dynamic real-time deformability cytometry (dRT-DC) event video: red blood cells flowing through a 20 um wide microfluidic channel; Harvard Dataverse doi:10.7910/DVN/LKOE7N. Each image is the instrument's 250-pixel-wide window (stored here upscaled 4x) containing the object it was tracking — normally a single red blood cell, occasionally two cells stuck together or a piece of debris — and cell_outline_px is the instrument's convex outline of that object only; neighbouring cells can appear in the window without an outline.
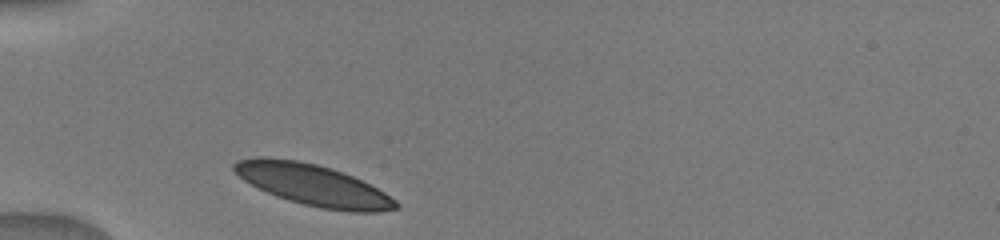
{"species": "human", "species_latin": "Homo sapiens", "temperature_condition": "warm", "stored_images_in_passage": 2, "camera_frame_rate_fps": 3000, "um_per_image_px": 0.085, "donor": {"sex": "male"}, "frame": {"image": 1, "passage_image": 1, "time_ms": 0.0, "image_size_px": [1000, 240], "cell_outline_px": [[400, 204], [396, 208], [380, 212], [348, 212], [320, 208], [304, 204], [276, 196], [244, 180], [232, 168], [232, 164], [236, 160], [256, 156], [268, 156], [296, 160], [316, 164], [352, 176], [384, 192], [396, 200]], "centroid_in_image_um": [26.59, 15.72], "position_along_channel_um": 58.4, "area_um2": 38.55}}